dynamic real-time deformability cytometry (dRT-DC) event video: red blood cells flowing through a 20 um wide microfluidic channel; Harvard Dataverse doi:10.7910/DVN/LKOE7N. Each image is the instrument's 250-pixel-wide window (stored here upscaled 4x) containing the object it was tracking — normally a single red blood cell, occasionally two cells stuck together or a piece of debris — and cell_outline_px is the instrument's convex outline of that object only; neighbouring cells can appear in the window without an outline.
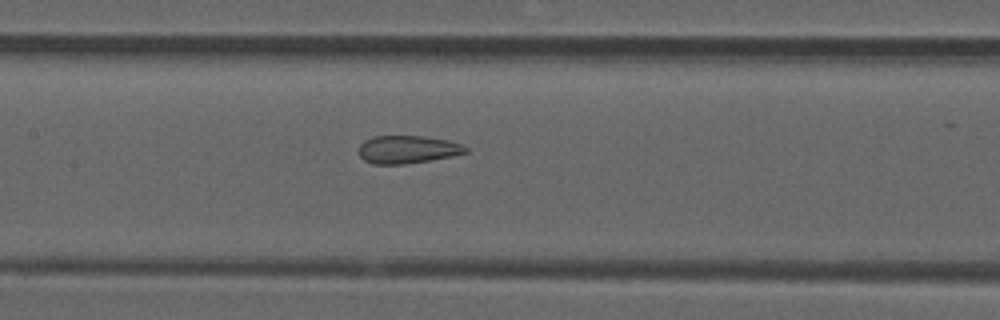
{"species": "common noctule bat (a hibernating species)", "species_latin": "Nyctalus noctula", "temperature_condition": "room temperature", "stored_images_in_passage": 42, "segment_of_instrument_passage": [2, 2], "camera_frame_rate_fps": 3000, "um_per_image_px": 0.085, "animal": {"sex": "male", "forearm_length_mm": 52.5}, "frame": {"image": 1, "passage_image": 25, "time_ms": 8.0, "image_size_px": [1000, 320], "cell_outline_px": [[468, 152], [432, 160], [404, 164], [372, 164], [364, 160], [360, 156], [360, 144], [364, 140], [372, 136], [420, 136], [448, 140], [460, 144], [468, 148]], "centroid_in_image_um": [34.62, 12.7], "position_along_channel_um": 172.8, "area_um2": 17.28}}
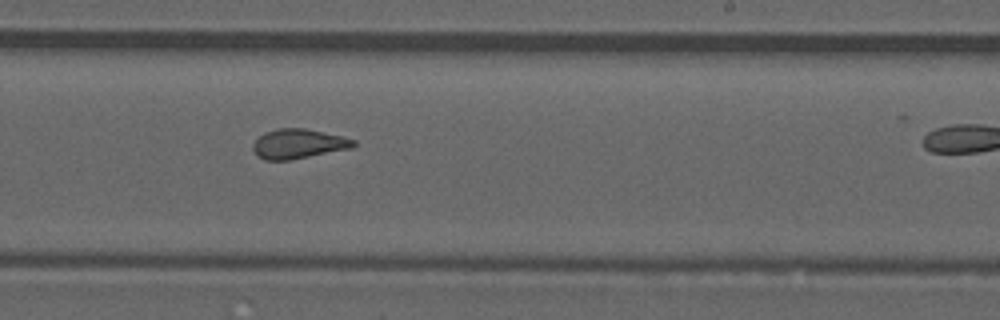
{"frame": {"image": 2, "passage_image": 32, "time_ms": 10.333, "image_size_px": [1000, 320], "cell_outline_px": [[356, 144], [352, 148], [288, 160], [264, 160], [256, 156], [252, 148], [252, 144], [264, 132], [276, 128], [304, 128], [340, 136], [356, 140]], "centroid_in_image_um": [25.32, 12.22], "position_along_channel_um": 263.7, "area_um2": 17.28}}
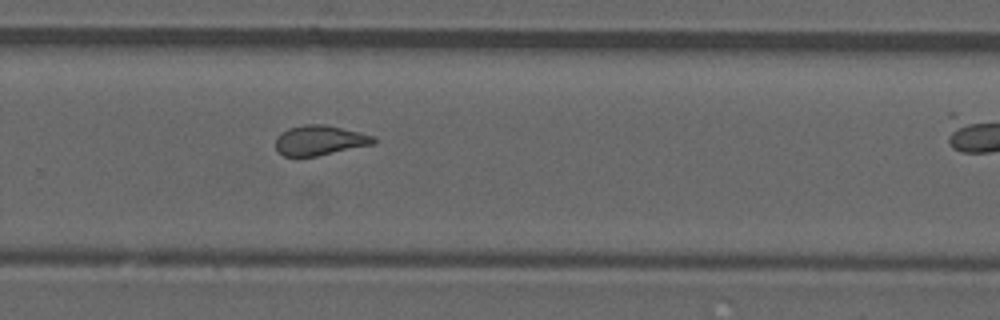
{"frame": {"image": 3, "passage_image": 35, "time_ms": 11.333, "image_size_px": [1000, 320], "cell_outline_px": [[376, 140], [372, 144], [316, 156], [284, 156], [276, 148], [276, 136], [280, 132], [288, 128], [304, 124], [324, 124], [376, 136]], "centroid_in_image_um": [27.15, 11.91], "position_along_channel_um": 302.7, "area_um2": 16.94}}